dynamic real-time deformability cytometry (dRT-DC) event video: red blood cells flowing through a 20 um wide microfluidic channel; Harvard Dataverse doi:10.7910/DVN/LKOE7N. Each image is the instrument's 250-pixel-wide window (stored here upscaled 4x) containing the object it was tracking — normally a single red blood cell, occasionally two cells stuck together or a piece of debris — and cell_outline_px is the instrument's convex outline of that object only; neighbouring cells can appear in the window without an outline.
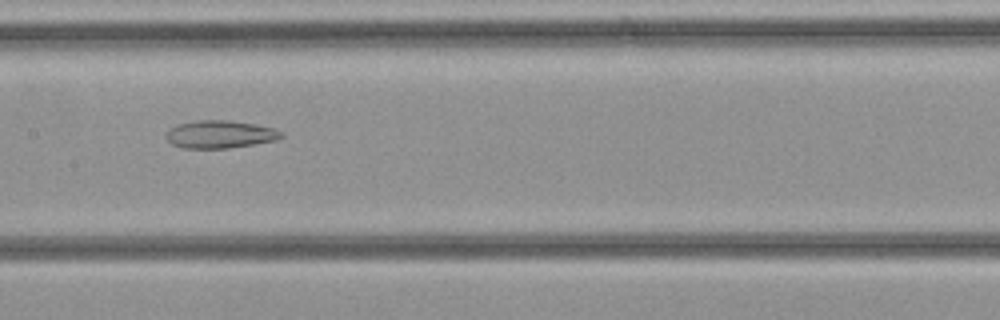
{"species": "common noctule bat (a hibernating species)", "species_latin": "Nyctalus noctula", "temperature_condition": "cold", "stored_images_in_passage": 33, "camera_frame_rate_fps": 3000, "um_per_image_px": 0.085, "animal": {"sex": "female", "body_mass_g": 21.9}, "frame": {"image": 1, "passage_image": 15, "time_ms": 4.667, "image_size_px": [1000, 320], "cell_outline_px": [[284, 136], [276, 140], [256, 144], [228, 148], [180, 148], [172, 144], [164, 136], [168, 128], [180, 124], [196, 120], [228, 120], [256, 124], [272, 128], [284, 132]], "centroid_in_image_um": [18.69, 11.42], "position_along_channel_um": 188.7, "area_um2": 18.79}}